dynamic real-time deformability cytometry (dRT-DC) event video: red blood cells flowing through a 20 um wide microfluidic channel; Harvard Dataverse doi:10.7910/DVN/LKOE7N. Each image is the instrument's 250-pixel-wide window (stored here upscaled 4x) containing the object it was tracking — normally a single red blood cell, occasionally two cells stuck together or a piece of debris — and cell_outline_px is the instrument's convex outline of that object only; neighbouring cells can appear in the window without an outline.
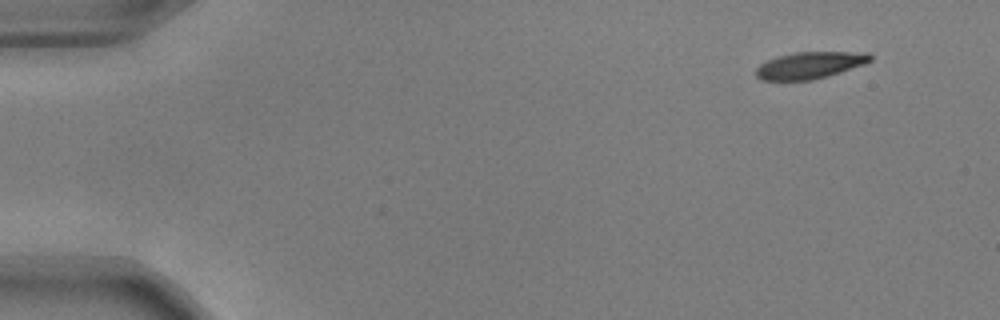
{"species": "common noctule bat (a hibernating species)", "species_latin": "Nyctalus noctula", "temperature_condition": "warm", "stored_images_in_passage": 11, "camera_frame_rate_fps": 3000, "um_per_image_px": 0.085, "animal": {"sex": "male", "body_mass_g": 17.9, "forearm_length_mm": 54.2}, "frame": {"image": 1, "passage_image": 1, "time_ms": 0.0, "image_size_px": [1000, 320], "cell_outline_px": [[872, 60], [864, 64], [840, 72], [812, 80], [760, 80], [756, 76], [756, 68], [760, 64], [768, 60], [780, 56], [796, 52], [868, 52], [872, 56]], "centroid_in_image_um": [68.84, 5.54], "position_along_channel_um": 16.2, "area_um2": 17.69}}